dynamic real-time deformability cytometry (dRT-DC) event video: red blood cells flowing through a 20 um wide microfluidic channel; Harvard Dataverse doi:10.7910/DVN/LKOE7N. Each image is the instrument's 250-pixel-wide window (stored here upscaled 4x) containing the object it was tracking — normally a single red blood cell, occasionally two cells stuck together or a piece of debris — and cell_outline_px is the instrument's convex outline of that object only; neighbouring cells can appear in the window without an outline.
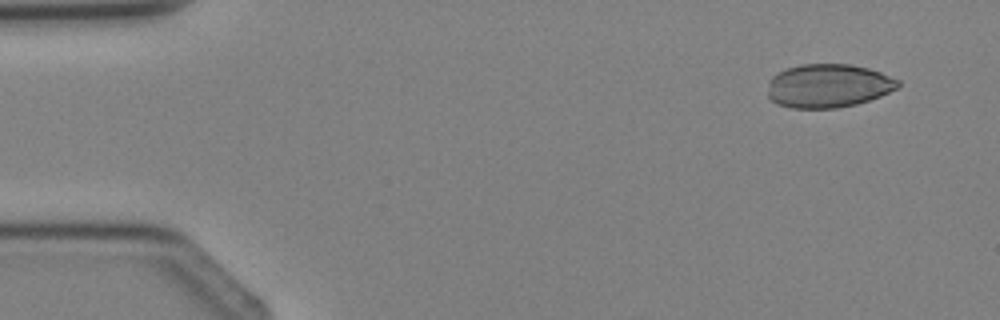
{"species": "Egyptian fruit bat (a non-hibernating species)", "species_latin": "Rousettus aegyptiacus", "temperature_condition": "cold", "stored_images_in_passage": 3, "camera_frame_rate_fps": 3000, "um_per_image_px": 0.085, "animal": {"sex": "female"}, "frame": {"image": 1, "passage_image": 1, "time_ms": 0.0, "image_size_px": [1000, 320], "cell_outline_px": [[900, 84], [896, 88], [880, 96], [856, 104], [836, 108], [792, 108], [776, 104], [768, 96], [768, 84], [772, 76], [788, 68], [800, 64], [852, 64], [868, 68], [880, 72], [900, 80]], "centroid_in_image_um": [70.39, 7.29], "position_along_channel_um": 14.6, "area_um2": 33.06}}
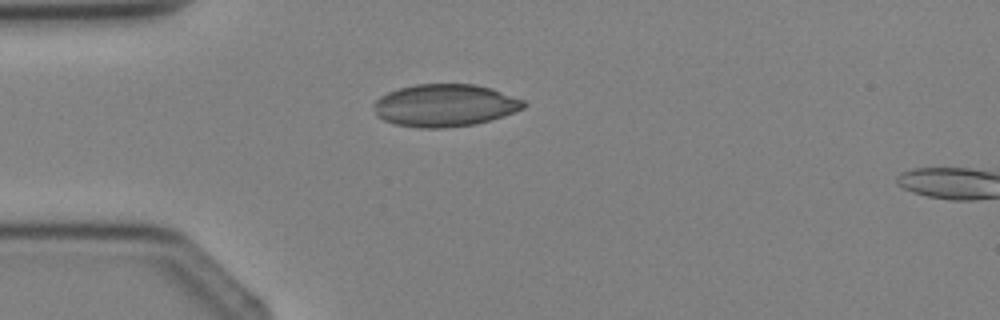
{"frame": {"image": 2, "passage_image": 2, "time_ms": 2.333, "image_size_px": [1000, 320], "cell_outline_px": [[528, 104], [524, 108], [504, 116], [492, 120], [476, 124], [444, 128], [416, 128], [396, 124], [384, 120], [376, 116], [372, 104], [380, 96], [388, 92], [400, 88], [416, 84], [476, 84], [492, 88], [524, 100]], "centroid_in_image_um": [37.82, 8.96], "position_along_channel_um": 47.2, "area_um2": 37.4}}